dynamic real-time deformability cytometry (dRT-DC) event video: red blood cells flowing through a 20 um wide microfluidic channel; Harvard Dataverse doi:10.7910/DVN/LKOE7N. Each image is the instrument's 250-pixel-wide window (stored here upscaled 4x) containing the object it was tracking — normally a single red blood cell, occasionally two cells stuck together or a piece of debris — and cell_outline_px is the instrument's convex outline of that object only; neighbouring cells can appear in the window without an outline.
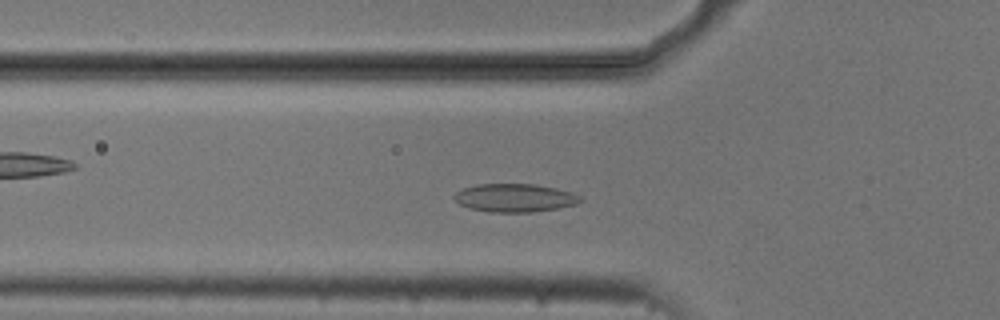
{"species": "common noctule bat (a hibernating species)", "species_latin": "Nyctalus noctula", "temperature_condition": "cold", "stored_images_in_passage": 48, "camera_frame_rate_fps": 3000, "um_per_image_px": 0.085, "animal": {"sex": "male", "body_mass_g": 20.5, "forearm_length_mm": 52.5}, "frame": {"image": 1, "passage_image": 12, "time_ms": 3.667, "image_size_px": [1000, 320], "cell_outline_px": [[584, 200], [576, 204], [560, 208], [532, 212], [488, 212], [468, 208], [460, 204], [452, 196], [456, 192], [464, 188], [476, 184], [532, 184], [556, 188], [572, 192], [580, 196]], "centroid_in_image_um": [43.77, 16.82], "position_along_channel_um": 82.0, "area_um2": 20.87}}
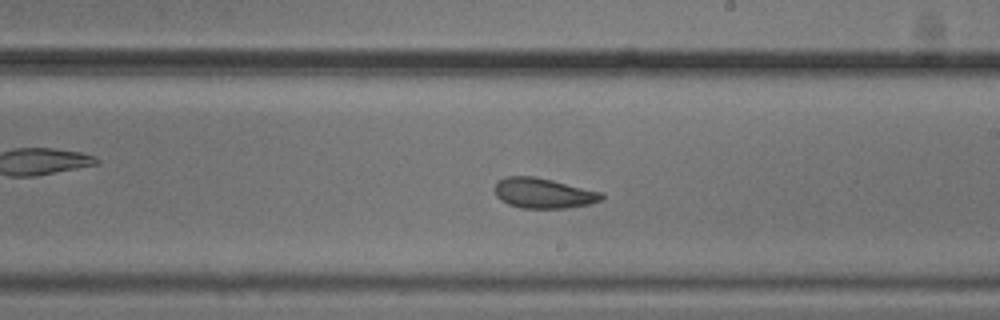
{"frame": {"image": 2, "passage_image": 25, "time_ms": 8.0, "image_size_px": [1000, 320], "cell_outline_px": [[604, 200], [592, 204], [568, 208], [520, 208], [508, 204], [500, 200], [496, 196], [492, 188], [496, 180], [504, 176], [532, 176], [552, 180], [604, 192]], "centroid_in_image_um": [46.18, 16.42], "position_along_channel_um": 242.8, "area_um2": 19.36}}
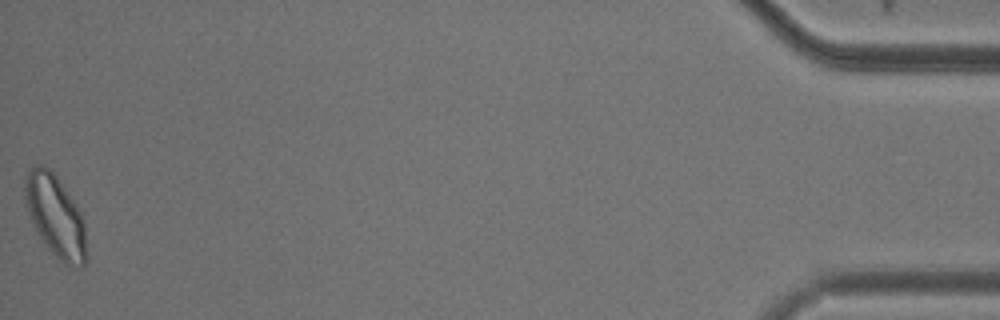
{"frame": {"image": 3, "passage_image": 48, "time_ms": 15.667, "image_size_px": [1000, 320], "cell_outline_px": [[88, 260], [84, 268], [72, 268], [64, 264], [48, 248], [36, 232], [28, 212], [24, 200], [24, 180], [28, 172], [36, 164], [44, 164], [56, 176], [76, 204], [84, 220]], "centroid_in_image_um": [4.74, 18.42], "position_along_channel_um": 430.5, "area_um2": 29.77}, "authors_computed_cell_mechanics": {"area_um2": 20.8658, "velocity_mm_per_s": 3.6849, "shape_relaxation_time_tau1_ms": null, "shape_relaxation_time_tau2_ms": 2.9703, "deformation_change_tau1": null, "deformation_change_tau2": 0.0673}}